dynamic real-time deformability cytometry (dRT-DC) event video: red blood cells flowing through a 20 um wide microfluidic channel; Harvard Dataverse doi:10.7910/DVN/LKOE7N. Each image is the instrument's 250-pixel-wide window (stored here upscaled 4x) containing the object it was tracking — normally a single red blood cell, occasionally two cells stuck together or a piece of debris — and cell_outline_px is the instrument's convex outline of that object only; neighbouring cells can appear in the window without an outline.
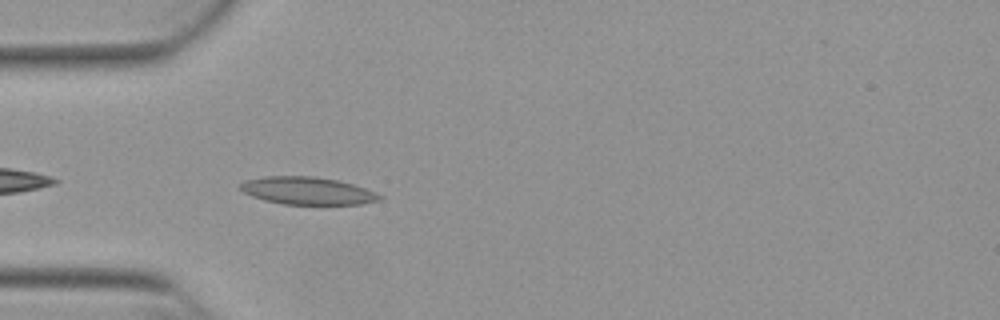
{"species": "Egyptian fruit bat (a non-hibernating species)", "species_latin": "Rousettus aegyptiacus", "temperature_condition": "warm", "stored_images_in_passage": 31, "camera_frame_rate_fps": 3000, "um_per_image_px": 0.085, "animal": {"sex": "female"}, "frame": {"image": 1, "passage_image": 2, "time_ms": 0.333, "image_size_px": [1000, 320], "cell_outline_px": [[384, 196], [380, 200], [360, 204], [284, 204], [264, 200], [252, 196], [244, 192], [240, 188], [240, 184], [244, 180], [264, 176], [312, 176], [336, 180], [352, 184], [376, 192]], "centroid_in_image_um": [26.12, 16.21], "position_along_channel_um": 58.9, "area_um2": 22.25}}
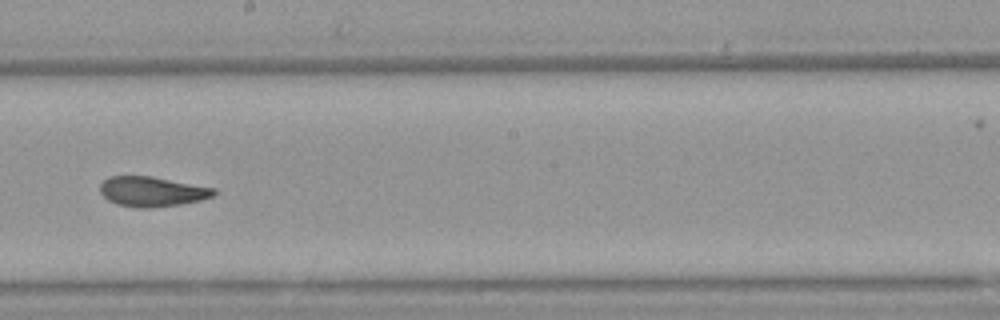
{"frame": {"image": 2, "passage_image": 16, "time_ms": 5.0, "image_size_px": [1000, 320], "cell_outline_px": [[216, 192], [212, 196], [200, 200], [180, 204], [152, 208], [140, 208], [116, 204], [108, 200], [100, 192], [100, 184], [108, 176], [152, 176], [216, 188]], "centroid_in_image_um": [12.91, 16.28], "position_along_channel_um": 235.3, "area_um2": 19.88}}
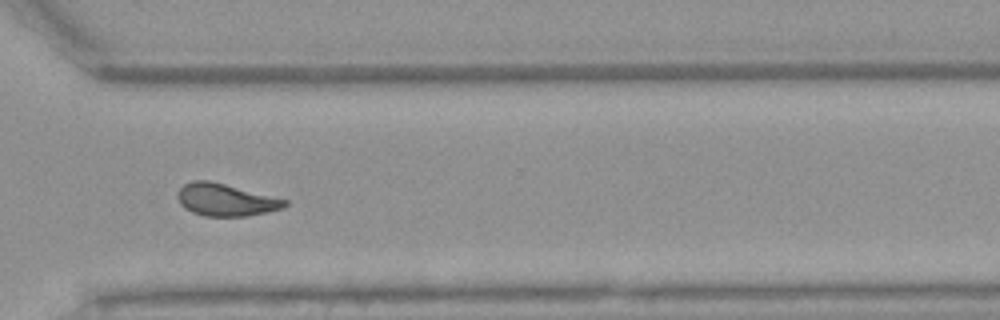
{"frame": {"image": 3, "passage_image": 25, "time_ms": 8.0, "image_size_px": [1000, 320], "cell_outline_px": [[288, 204], [280, 208], [268, 212], [248, 216], [204, 216], [192, 212], [184, 208], [180, 204], [176, 196], [176, 192], [184, 184], [192, 180], [208, 180], [288, 200]], "centroid_in_image_um": [19.13, 16.99], "position_along_channel_um": 351.5, "area_um2": 20.11}, "authors_computed_cell_mechanics": {"area_um2": 20.4034, "velocity_mm_per_s": 3.8592, "shape_relaxation_time_tau1_ms": null, "shape_relaxation_time_tau2_ms": 2.3744, "deformation_change_tau1": null, "deformation_change_tau2": 0.0785}}